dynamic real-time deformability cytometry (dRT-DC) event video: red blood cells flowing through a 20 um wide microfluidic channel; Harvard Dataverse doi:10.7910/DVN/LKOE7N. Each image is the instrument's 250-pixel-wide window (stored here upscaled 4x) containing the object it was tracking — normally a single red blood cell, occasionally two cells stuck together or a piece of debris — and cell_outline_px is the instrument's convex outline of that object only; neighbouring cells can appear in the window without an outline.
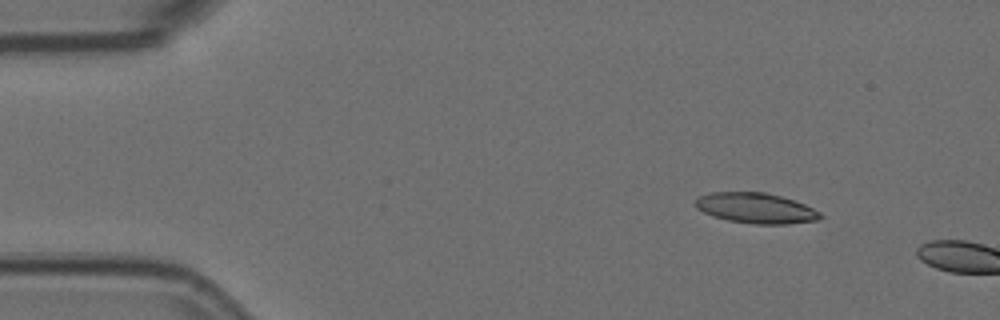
{"species": "Egyptian fruit bat (a non-hibernating species)", "species_latin": "Rousettus aegyptiacus", "temperature_condition": "room temperature", "stored_images_in_passage": 3, "camera_frame_rate_fps": 3000, "um_per_image_px": 0.085, "animal": {"sex": "female"}, "frame": {"image": 1, "passage_image": 2, "time_ms": 0.333, "image_size_px": [1000, 320], "cell_outline_px": [[824, 216], [816, 220], [788, 224], [752, 224], [728, 220], [712, 216], [696, 208], [692, 204], [692, 200], [700, 196], [712, 192], [764, 192], [780, 196], [804, 204], [820, 212]], "centroid_in_image_um": [64.19, 17.69], "position_along_channel_um": 20.8, "area_um2": 22.2}}